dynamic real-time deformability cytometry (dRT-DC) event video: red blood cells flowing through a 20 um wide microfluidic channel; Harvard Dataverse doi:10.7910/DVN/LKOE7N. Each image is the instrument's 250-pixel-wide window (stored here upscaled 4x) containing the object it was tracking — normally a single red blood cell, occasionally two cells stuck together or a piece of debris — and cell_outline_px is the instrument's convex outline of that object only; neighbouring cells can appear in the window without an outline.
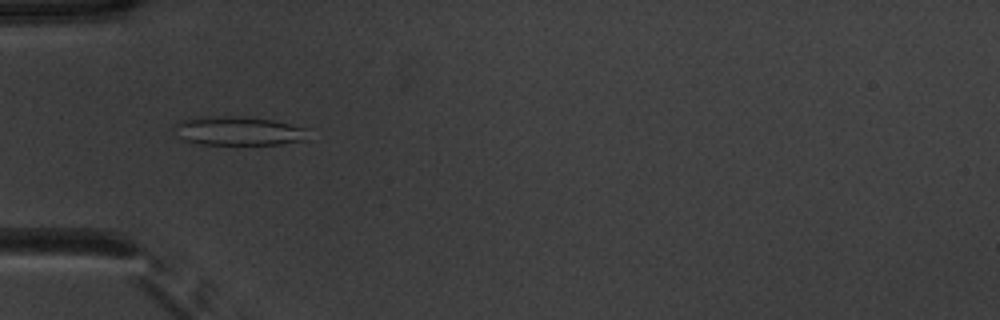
{"species": "common noctule bat (a hibernating species)", "species_latin": "Nyctalus noctula", "temperature_condition": "warm", "stored_images_in_passage": 37, "camera_frame_rate_fps": 3000, "um_per_image_px": 0.085, "animal": {"sex": "male", "body_mass_g": 20.1, "forearm_length_mm": 53.5}, "frame": {"image": 1, "passage_image": 9, "time_ms": 2.667, "image_size_px": [1000, 320], "cell_outline_px": [[308, 140], [280, 144], [200, 144], [184, 140], [176, 136], [172, 124], [184, 120], [220, 116], [240, 116], [272, 120], [308, 128]], "centroid_in_image_um": [20.29, 11.14], "position_along_channel_um": 64.7, "area_um2": 22.54}}
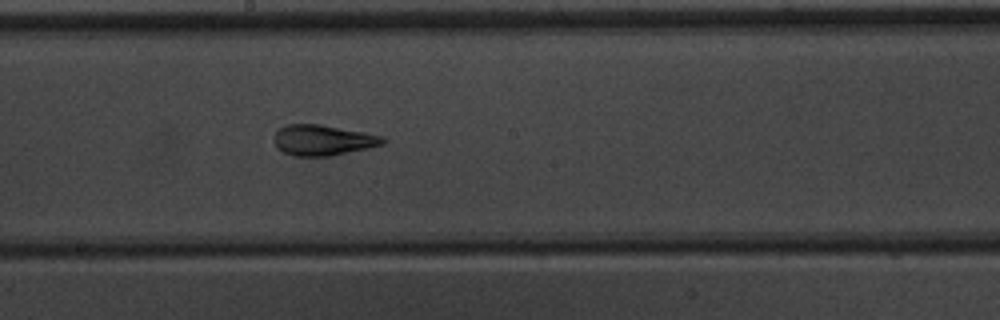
{"frame": {"image": 2, "passage_image": 21, "time_ms": 6.667, "image_size_px": [1000, 320], "cell_outline_px": [[388, 140], [384, 144], [368, 148], [328, 156], [292, 156], [276, 148], [272, 140], [272, 136], [280, 128], [288, 124], [320, 124], [364, 132], [384, 136]], "centroid_in_image_um": [27.42, 11.91], "position_along_channel_um": 220.8, "area_um2": 19.59}}
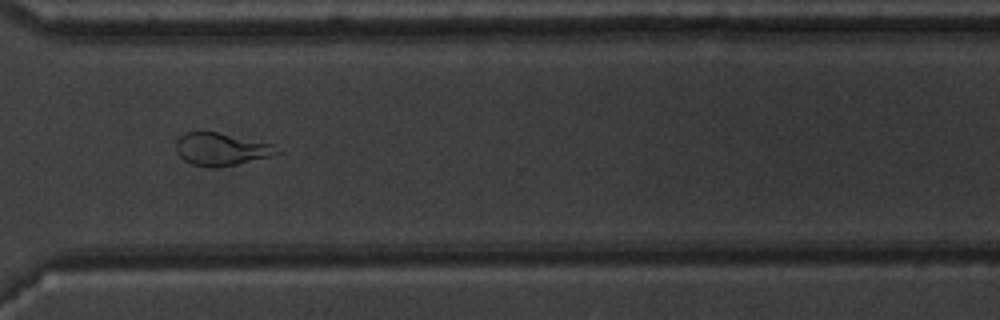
{"frame": {"image": 3, "passage_image": 31, "time_ms": 10.0, "image_size_px": [1000, 320], "cell_outline_px": [[284, 152], [272, 156], [236, 164], [216, 168], [192, 164], [184, 160], [180, 156], [176, 148], [176, 140], [184, 132], [216, 132], [272, 144]], "centroid_in_image_um": [18.82, 12.68], "position_along_channel_um": 351.8, "area_um2": 19.02}, "authors_computed_cell_mechanics": {"area_um2": 19.5942, "velocity_mm_per_s": 3.9336, "shape_relaxation_time_tau1_ms": null, "shape_relaxation_time_tau2_ms": 1.4564, "deformation_change_tau1": null, "deformation_change_tau2": 0.1076}}